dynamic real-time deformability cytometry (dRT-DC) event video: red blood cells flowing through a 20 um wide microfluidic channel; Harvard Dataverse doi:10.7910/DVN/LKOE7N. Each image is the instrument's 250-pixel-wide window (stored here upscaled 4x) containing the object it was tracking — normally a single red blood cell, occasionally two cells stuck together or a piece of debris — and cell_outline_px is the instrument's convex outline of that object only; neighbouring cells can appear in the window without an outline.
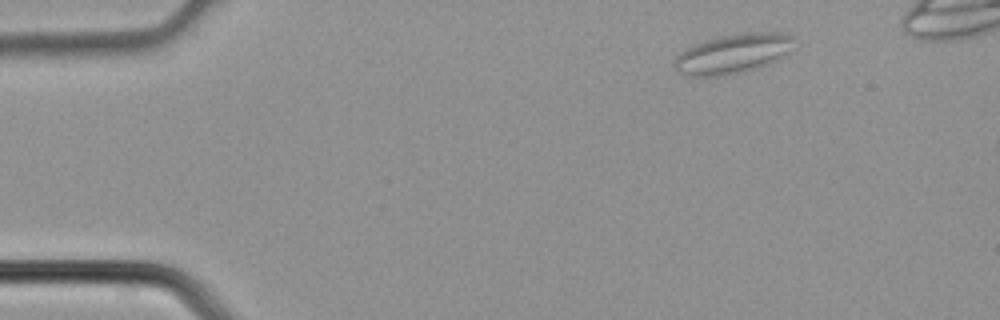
{"species": "common noctule bat (a hibernating species)", "species_latin": "Nyctalus noctula", "temperature_condition": "cold", "stored_images_in_passage": 3, "camera_frame_rate_fps": 3000, "um_per_image_px": 0.085, "animal": {"sex": "male", "body_mass_g": 21.5, "forearm_length_mm": 52.0}, "frame": {"image": 1, "passage_image": 1, "time_ms": 0.0, "image_size_px": [1000, 320], "cell_outline_px": [[796, 48], [776, 60], [768, 64], [744, 72], [724, 76], [680, 76], [676, 72], [672, 64], [676, 56], [680, 52], [704, 40], [720, 36], [740, 32], [788, 32], [792, 36]], "centroid_in_image_um": [62.3, 4.57], "position_along_channel_um": 22.7, "area_um2": 28.26}}